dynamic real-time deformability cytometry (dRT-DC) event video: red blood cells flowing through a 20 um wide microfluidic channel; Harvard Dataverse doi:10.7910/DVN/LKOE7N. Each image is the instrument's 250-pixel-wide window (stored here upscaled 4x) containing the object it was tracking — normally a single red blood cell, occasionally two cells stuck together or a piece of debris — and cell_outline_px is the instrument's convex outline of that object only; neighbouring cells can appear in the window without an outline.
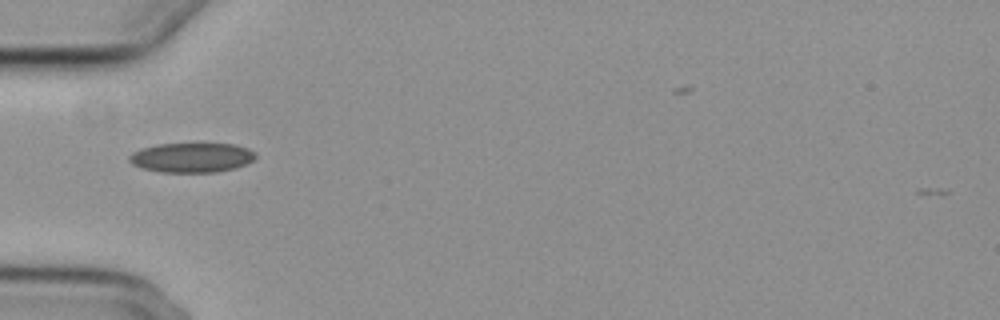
{"species": "common noctule bat (a hibernating species)", "species_latin": "Nyctalus noctula", "temperature_condition": "cold", "stored_images_in_passage": 31, "camera_frame_rate_fps": 3000, "um_per_image_px": 0.085, "animal": {"sex": "female", "body_mass_g": 29.2, "forearm_length_mm": 56.3}, "frame": {"image": 1, "passage_image": 1, "time_ms": 0.0, "image_size_px": [1000, 320], "cell_outline_px": [[256, 156], [252, 160], [236, 168], [216, 172], [160, 172], [140, 168], [132, 164], [128, 160], [128, 156], [132, 152], [140, 148], [156, 144], [236, 144], [248, 148], [256, 152]], "centroid_in_image_um": [16.26, 13.39], "position_along_channel_um": 68.7, "area_um2": 21.96}}
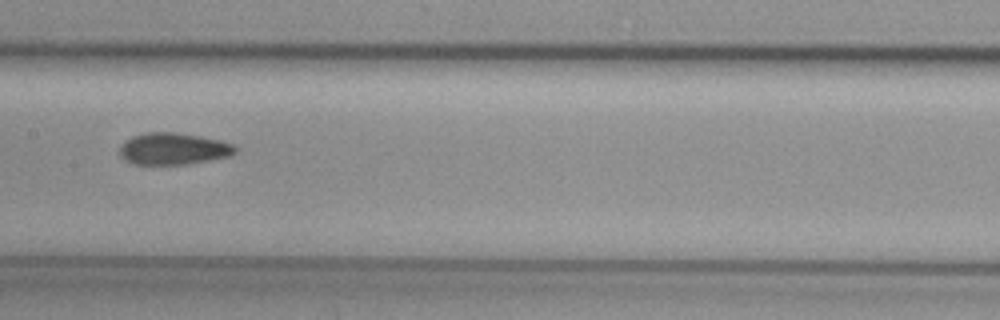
{"frame": {"image": 2, "passage_image": 11, "time_ms": 3.333, "image_size_px": [1000, 320], "cell_outline_px": [[236, 152], [228, 156], [188, 164], [132, 164], [124, 160], [120, 156], [120, 148], [124, 140], [132, 136], [144, 132], [176, 132], [200, 136], [220, 140], [232, 144], [236, 148]], "centroid_in_image_um": [14.69, 12.64], "position_along_channel_um": 192.7, "area_um2": 21.44}}
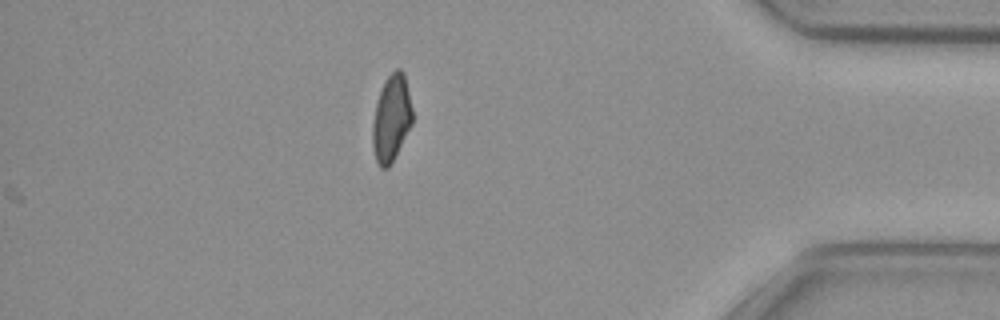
{"frame": {"image": 3, "passage_image": 31, "time_ms": 10.0, "image_size_px": [1000, 320], "cell_outline_px": [[412, 124], [388, 168], [380, 168], [376, 160], [372, 148], [372, 124], [376, 104], [384, 80], [396, 68], [400, 68], [404, 72], [412, 108]], "centroid_in_image_um": [33.26, 10.04], "position_along_channel_um": 401.9, "area_um2": 20.0}, "authors_computed_cell_mechanics": {"area_um2": 21.3282, "velocity_mm_per_s": 3.7254, "shape_relaxation_time_tau1_ms": null, "shape_relaxation_time_tau2_ms": 3.3567, "deformation_change_tau1": null, "deformation_change_tau2": 0.0915}}